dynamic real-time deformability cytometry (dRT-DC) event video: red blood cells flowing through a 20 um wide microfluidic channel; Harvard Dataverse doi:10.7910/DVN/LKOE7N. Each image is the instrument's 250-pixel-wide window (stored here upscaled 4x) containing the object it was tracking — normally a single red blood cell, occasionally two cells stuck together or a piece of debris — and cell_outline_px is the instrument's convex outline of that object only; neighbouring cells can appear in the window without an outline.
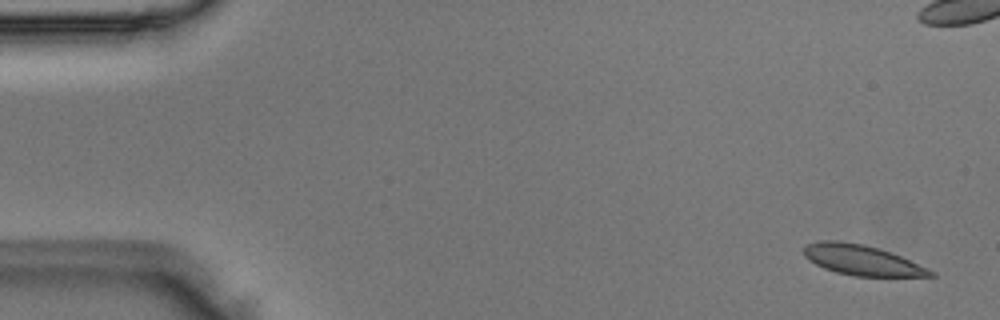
{"species": "Egyptian fruit bat (a non-hibernating species)", "species_latin": "Rousettus aegyptiacus", "temperature_condition": "room temperature", "stored_images_in_passage": 8, "camera_frame_rate_fps": 3000, "um_per_image_px": 0.085, "animal": {"sex": "male"}, "frame": {"image": 1, "passage_image": 1, "time_ms": 0.0, "image_size_px": [1000, 320], "cell_outline_px": [[936, 276], [856, 276], [836, 272], [824, 268], [816, 264], [804, 256], [804, 248], [808, 244], [820, 240], [840, 240], [864, 244], [880, 248], [900, 256], [928, 268], [936, 272]], "centroid_in_image_um": [73.26, 22.1], "position_along_channel_um": 11.7, "area_um2": 22.25}}
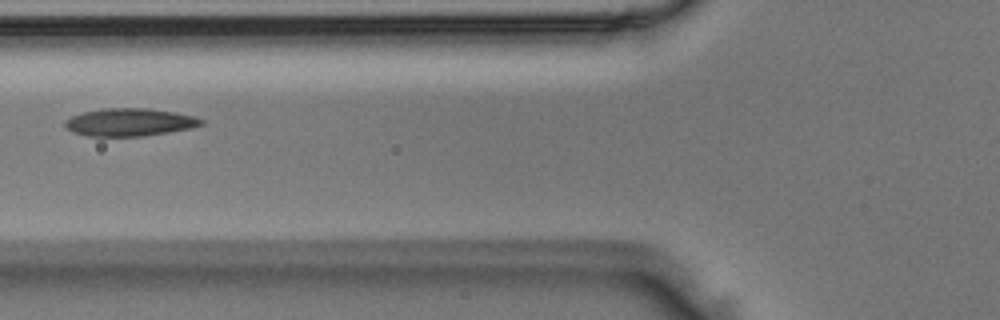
{"frame": {"image": 2, "passage_image": 6, "time_ms": 1.667, "image_size_px": [1000, 320], "cell_outline_px": [[204, 124], [192, 128], [144, 136], [88, 136], [72, 132], [64, 124], [64, 120], [72, 116], [84, 112], [104, 108], [148, 108], [176, 112], [196, 116], [204, 120]], "centroid_in_image_um": [11.05, 10.38], "position_along_channel_um": 114.7, "area_um2": 22.14}}
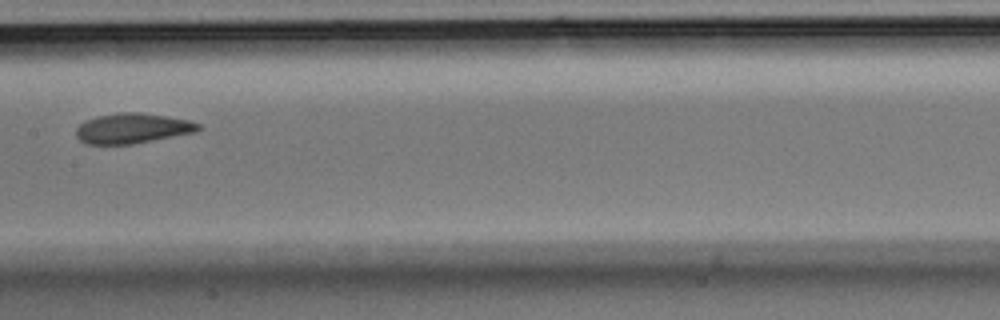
{"frame": {"image": 3, "passage_image": 8, "time_ms": 2.333, "image_size_px": [1000, 320], "cell_outline_px": [[200, 128], [196, 132], [132, 144], [88, 144], [80, 140], [76, 136], [76, 128], [80, 124], [88, 120], [100, 116], [120, 112], [140, 112], [168, 116], [188, 120], [200, 124]], "centroid_in_image_um": [11.27, 10.91], "position_along_channel_um": 196.1, "area_um2": 21.27}}